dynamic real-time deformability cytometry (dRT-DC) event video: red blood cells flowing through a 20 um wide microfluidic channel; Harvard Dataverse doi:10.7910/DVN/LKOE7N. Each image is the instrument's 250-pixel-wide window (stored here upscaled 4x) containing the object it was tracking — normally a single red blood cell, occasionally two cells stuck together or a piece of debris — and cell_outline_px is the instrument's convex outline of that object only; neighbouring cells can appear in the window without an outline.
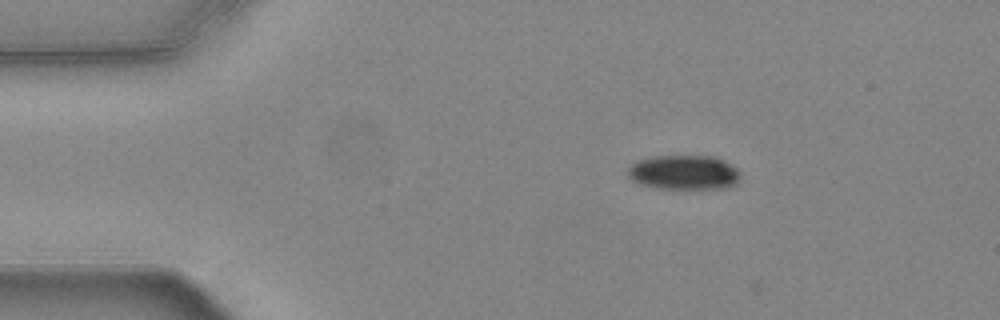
{"species": "common noctule bat (a hibernating species)", "species_latin": "Nyctalus noctula", "temperature_condition": "warm", "stored_images_in_passage": 2, "camera_frame_rate_fps": 3000, "um_per_image_px": 0.085, "animal": {"sex": "female", "body_mass_g": 24.6, "forearm_length_mm": 56.2}, "frame": {"image": 1, "passage_image": 1, "time_ms": 0.0, "image_size_px": [1000, 320], "cell_outline_px": [[740, 176], [736, 184], [728, 188], [656, 188], [640, 184], [632, 180], [628, 176], [628, 168], [636, 160], [652, 156], [716, 156], [732, 164], [740, 172]], "centroid_in_image_um": [58.14, 14.64], "position_along_channel_um": 26.9, "area_um2": 22.83}}